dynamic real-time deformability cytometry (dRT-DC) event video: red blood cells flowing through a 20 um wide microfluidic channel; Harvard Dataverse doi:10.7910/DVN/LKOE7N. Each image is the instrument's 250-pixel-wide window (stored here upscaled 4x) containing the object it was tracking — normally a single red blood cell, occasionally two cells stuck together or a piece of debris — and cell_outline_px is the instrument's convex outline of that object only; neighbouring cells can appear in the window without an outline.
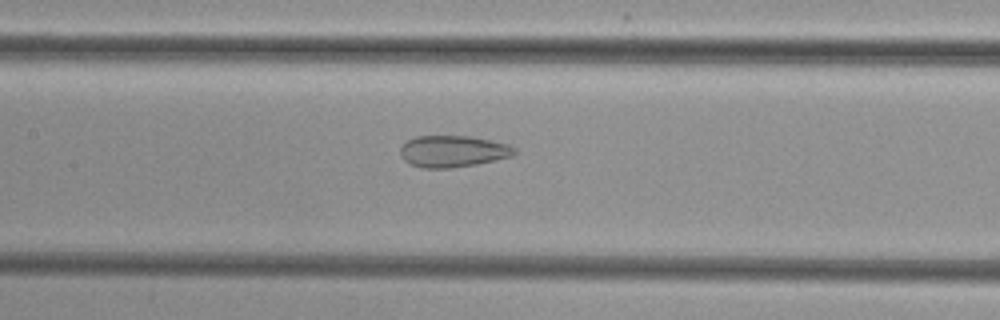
{"species": "common noctule bat (a hibernating species)", "species_latin": "Nyctalus noctula", "temperature_condition": "cold", "stored_images_in_passage": 49, "camera_frame_rate_fps": 3000, "um_per_image_px": 0.085, "animal": {"sex": "female", "body_mass_g": 29.2, "forearm_length_mm": 56.3}, "frame": {"image": 1, "passage_image": 25, "time_ms": 8.0, "image_size_px": [1000, 320], "cell_outline_px": [[516, 152], [512, 156], [496, 160], [476, 164], [448, 168], [420, 168], [404, 160], [400, 156], [400, 148], [408, 140], [416, 136], [472, 136], [492, 140], [508, 144], [516, 148]], "centroid_in_image_um": [38.51, 12.86], "position_along_channel_um": 168.9, "area_um2": 21.1}}
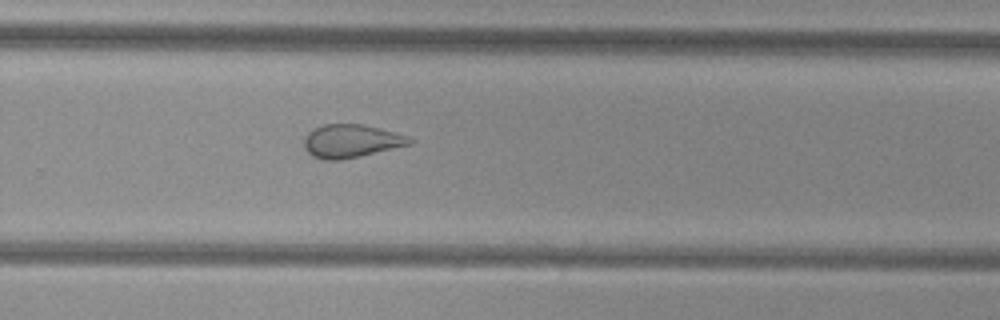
{"frame": {"image": 2, "passage_image": 35, "time_ms": 11.333, "image_size_px": [1000, 320], "cell_outline_px": [[416, 140], [412, 144], [340, 160], [324, 160], [312, 156], [304, 148], [304, 136], [308, 132], [324, 124], [364, 124], [380, 128], [408, 136]], "centroid_in_image_um": [29.85, 11.98], "position_along_channel_um": 299.9, "area_um2": 20.4}}
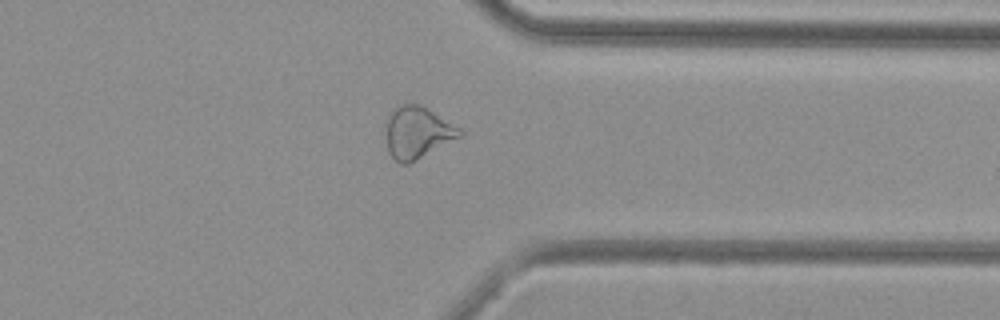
{"frame": {"image": 3, "passage_image": 41, "time_ms": 13.333, "image_size_px": [1000, 320], "cell_outline_px": [[464, 136], [408, 164], [400, 164], [388, 152], [388, 116], [400, 104], [420, 104], [460, 128], [464, 132]], "centroid_in_image_um": [35.54, 11.28], "position_along_channel_um": 375.9, "area_um2": 22.02}}